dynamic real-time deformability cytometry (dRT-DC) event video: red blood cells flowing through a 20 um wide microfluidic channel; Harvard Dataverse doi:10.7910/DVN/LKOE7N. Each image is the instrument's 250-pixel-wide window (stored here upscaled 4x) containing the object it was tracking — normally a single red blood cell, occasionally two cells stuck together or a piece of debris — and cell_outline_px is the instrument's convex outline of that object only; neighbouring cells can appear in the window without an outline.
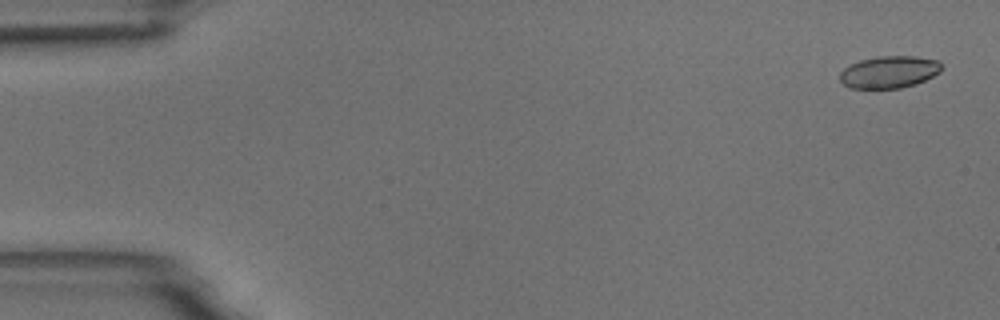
{"species": "common noctule bat (a hibernating species)", "species_latin": "Nyctalus noctula", "temperature_condition": "room temperature", "stored_images_in_passage": 5, "camera_frame_rate_fps": 3000, "um_per_image_px": 0.085, "animal": {"sex": "male", "body_mass_g": 18.8}, "frame": {"image": 1, "passage_image": 1, "time_ms": 0.0, "image_size_px": [1000, 320], "cell_outline_px": [[940, 72], [916, 84], [900, 88], [852, 88], [844, 84], [840, 80], [840, 72], [844, 68], [860, 60], [876, 56], [916, 56], [936, 60], [940, 64]], "centroid_in_image_um": [75.56, 6.12], "position_along_channel_um": 9.4, "area_um2": 18.84}}
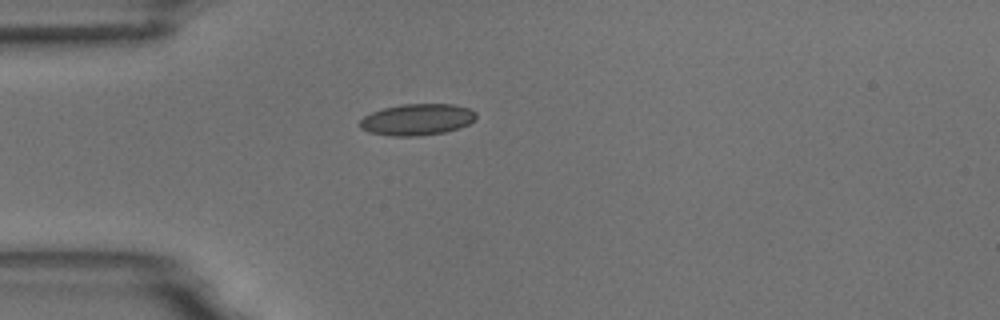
{"frame": {"image": 2, "passage_image": 5, "time_ms": 4.333, "image_size_px": [1000, 320], "cell_outline_px": [[476, 116], [468, 124], [444, 132], [416, 136], [392, 136], [368, 132], [360, 128], [360, 120], [364, 116], [372, 112], [384, 108], [404, 104], [452, 104], [468, 108], [476, 112]], "centroid_in_image_um": [35.42, 10.16], "position_along_channel_um": 49.6, "area_um2": 21.04}}